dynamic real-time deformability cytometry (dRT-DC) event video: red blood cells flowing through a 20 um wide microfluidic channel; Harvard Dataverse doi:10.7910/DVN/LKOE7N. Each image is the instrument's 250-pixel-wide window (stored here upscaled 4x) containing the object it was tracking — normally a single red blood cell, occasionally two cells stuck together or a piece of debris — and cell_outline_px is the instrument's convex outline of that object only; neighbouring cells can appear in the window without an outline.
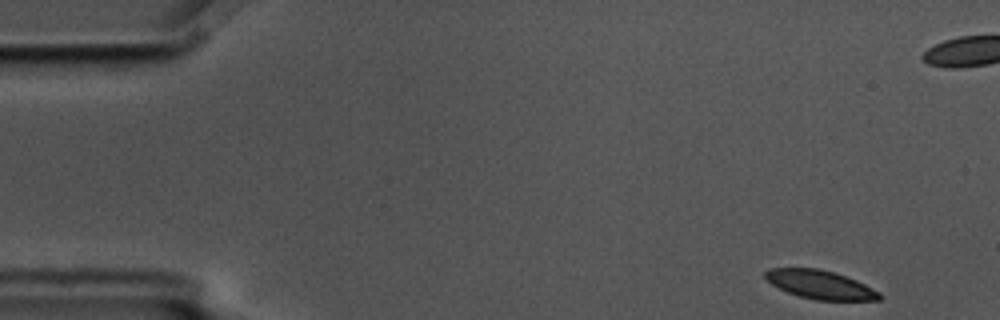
{"species": "common noctule bat (a hibernating species)", "species_latin": "Nyctalus noctula", "temperature_condition": "cold", "stored_images_in_passage": 7, "camera_frame_rate_fps": 3000, "um_per_image_px": 0.085, "animal": {"sex": "male", "body_mass_g": 17.5, "forearm_length_mm": 52.3}, "frame": {"image": 1, "passage_image": 1, "time_ms": 0.0, "image_size_px": [1000, 320], "cell_outline_px": [[884, 296], [880, 300], [816, 300], [800, 296], [788, 292], [772, 284], [764, 276], [764, 272], [768, 268], [816, 268], [832, 272], [856, 280], [880, 292]], "centroid_in_image_um": [69.73, 24.19], "position_along_channel_um": 15.3, "area_um2": 18.84}}